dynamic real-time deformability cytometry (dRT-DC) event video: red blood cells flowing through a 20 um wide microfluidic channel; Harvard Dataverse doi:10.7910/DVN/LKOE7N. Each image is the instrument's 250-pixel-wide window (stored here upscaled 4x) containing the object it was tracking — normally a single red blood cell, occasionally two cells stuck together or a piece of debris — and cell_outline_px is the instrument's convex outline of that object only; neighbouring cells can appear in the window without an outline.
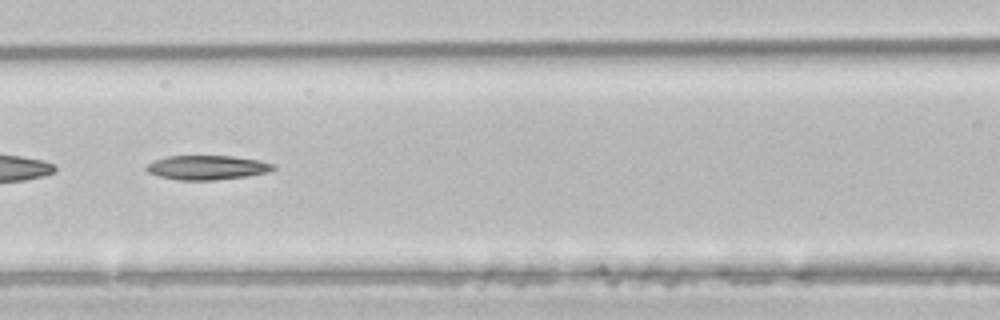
{"species": "common noctule bat (a hibernating species)", "species_latin": "Nyctalus noctula", "temperature_condition": "room temperature", "stored_images_in_passage": 49, "segment_of_instrument_passage": [2, 2], "camera_frame_rate_fps": 3000, "um_per_image_px": 0.085, "animal": {"sex": "male", "body_mass_g": 21.5, "forearm_length_mm": 52.0}, "frame": {"image": 1, "passage_image": 22, "time_ms": 7.0, "image_size_px": [1000, 320], "cell_outline_px": [[276, 168], [268, 172], [244, 176], [212, 180], [180, 180], [160, 176], [148, 172], [144, 168], [148, 164], [156, 160], [168, 156], [232, 156], [260, 160], [276, 164]], "centroid_in_image_um": [17.63, 14.23], "position_along_channel_um": 149.0, "area_um2": 17.8}}
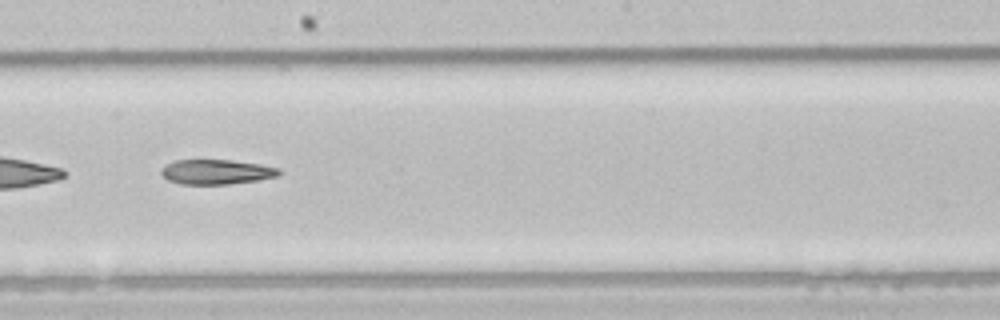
{"frame": {"image": 2, "passage_image": 28, "time_ms": 9.0, "image_size_px": [1000, 320], "cell_outline_px": [[284, 172], [280, 176], [260, 180], [228, 184], [180, 184], [168, 180], [160, 172], [160, 168], [164, 164], [176, 160], [232, 160], [260, 164], [280, 168]], "centroid_in_image_um": [18.44, 14.61], "position_along_channel_um": 229.8, "area_um2": 17.34}}
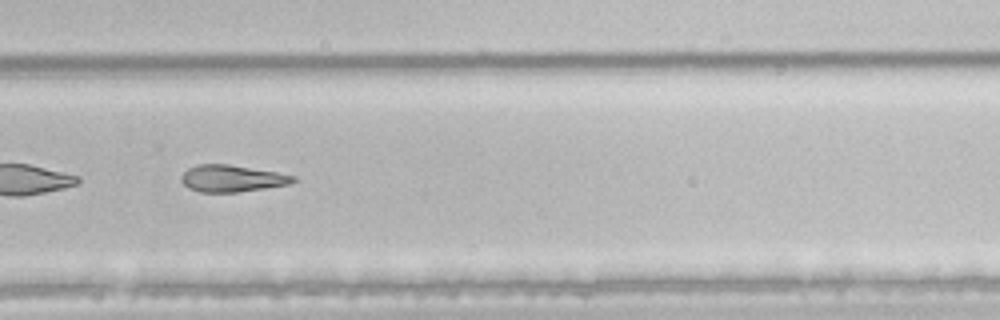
{"frame": {"image": 3, "passage_image": 34, "time_ms": 11.0, "image_size_px": [1000, 320], "cell_outline_px": [[296, 180], [288, 184], [264, 188], [236, 192], [200, 192], [188, 188], [180, 180], [184, 172], [188, 168], [196, 164], [228, 164], [276, 172], [296, 176]], "centroid_in_image_um": [19.68, 15.16], "position_along_channel_um": 310.1, "area_um2": 17.34}}